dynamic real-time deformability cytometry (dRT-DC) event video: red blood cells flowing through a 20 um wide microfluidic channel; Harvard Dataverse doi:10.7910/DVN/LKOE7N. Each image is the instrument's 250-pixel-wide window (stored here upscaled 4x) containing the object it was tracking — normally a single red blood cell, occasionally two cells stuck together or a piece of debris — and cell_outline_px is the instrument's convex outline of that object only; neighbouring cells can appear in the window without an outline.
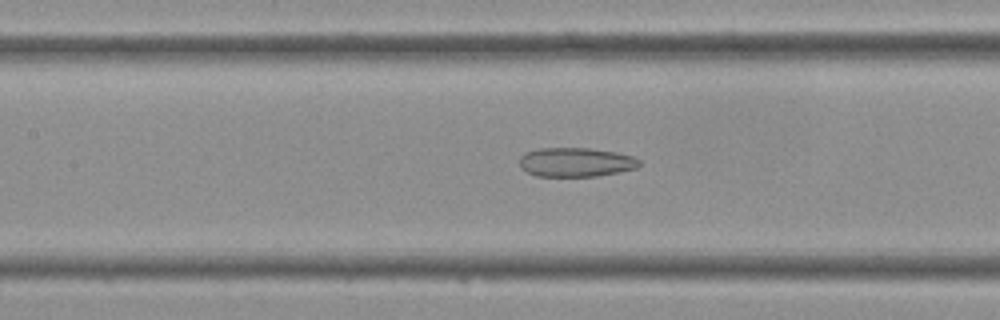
{"species": "Egyptian fruit bat (a non-hibernating species)", "species_latin": "Rousettus aegyptiacus", "temperature_condition": "cold", "stored_images_in_passage": 41, "camera_frame_rate_fps": 3000, "um_per_image_px": 0.085, "frame": {"image": 1, "passage_image": 18, "time_ms": 5.667, "image_size_px": [1000, 320], "cell_outline_px": [[640, 164], [636, 168], [620, 172], [596, 176], [536, 176], [520, 168], [520, 156], [524, 152], [540, 148], [592, 148], [616, 152], [632, 156], [640, 160]], "centroid_in_image_um": [48.93, 13.78], "position_along_channel_um": 158.5, "area_um2": 20.46}}
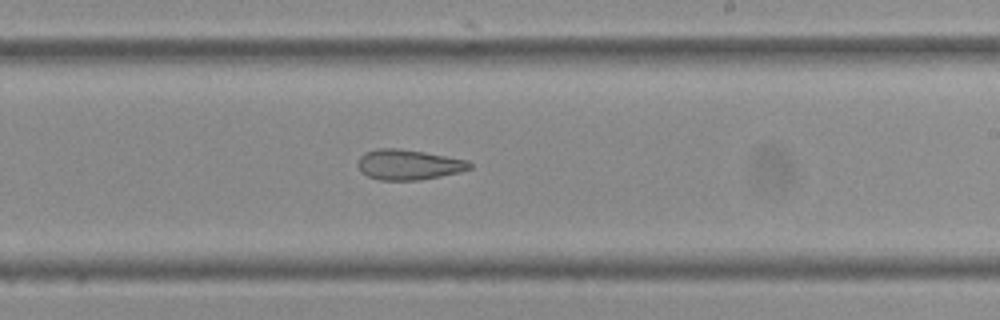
{"frame": {"image": 2, "passage_image": 24, "time_ms": 7.667, "image_size_px": [1000, 320], "cell_outline_px": [[472, 168], [460, 172], [420, 180], [380, 180], [368, 176], [360, 172], [356, 164], [360, 156], [364, 152], [376, 148], [400, 148], [424, 152], [468, 160], [472, 164]], "centroid_in_image_um": [34.69, 13.99], "position_along_channel_um": 254.3, "area_um2": 19.94}}
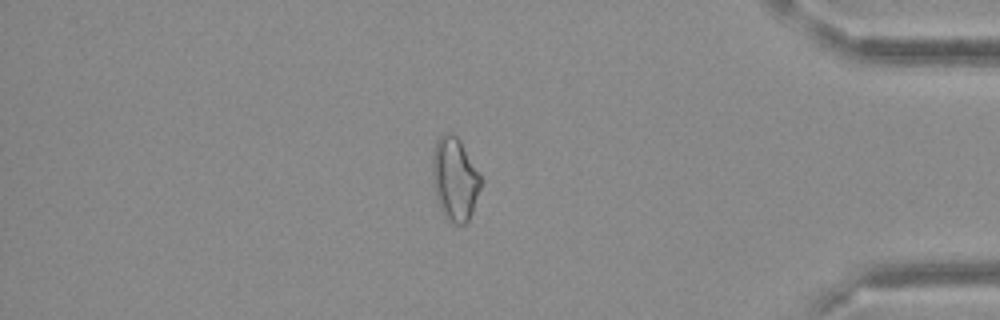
{"frame": {"image": 3, "passage_image": 35, "time_ms": 11.333, "image_size_px": [1000, 320], "cell_outline_px": [[480, 188], [468, 224], [452, 224], [444, 216], [440, 208], [432, 184], [432, 156], [436, 140], [444, 132], [452, 132], [460, 140], [480, 176]], "centroid_in_image_um": [38.62, 15.22], "position_along_channel_um": 396.6, "area_um2": 23.47}}